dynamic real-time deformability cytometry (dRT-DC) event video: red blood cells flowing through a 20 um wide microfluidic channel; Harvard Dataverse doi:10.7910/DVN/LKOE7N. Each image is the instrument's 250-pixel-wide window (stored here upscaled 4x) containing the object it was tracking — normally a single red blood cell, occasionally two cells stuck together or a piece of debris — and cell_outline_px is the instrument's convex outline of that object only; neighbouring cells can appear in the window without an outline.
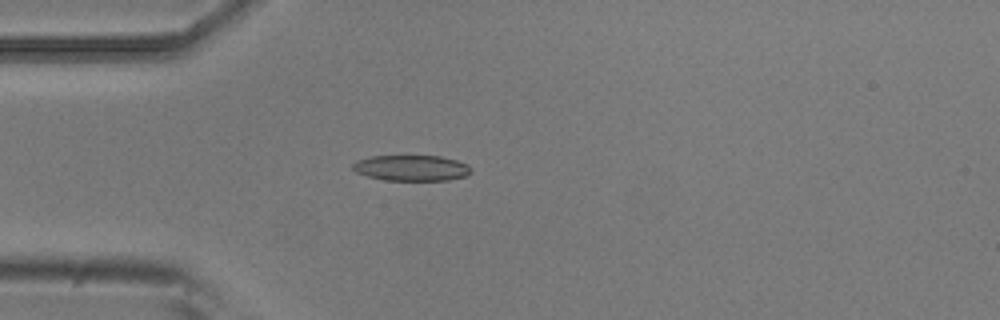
{"species": "common noctule bat (a hibernating species)", "species_latin": "Nyctalus noctula", "temperature_condition": "room temperature", "stored_images_in_passage": 4, "camera_frame_rate_fps": 3000, "um_per_image_px": 0.085, "animal": {"sex": "male", "body_mass_g": 20.5, "forearm_length_mm": 52.5}, "frame": {"image": 1, "passage_image": 4, "time_ms": 1.0, "image_size_px": [1000, 320], "cell_outline_px": [[472, 172], [468, 176], [448, 180], [384, 180], [368, 176], [356, 172], [352, 168], [352, 164], [356, 160], [372, 156], [440, 156], [456, 160], [468, 164], [472, 168]], "centroid_in_image_um": [35.01, 14.28], "position_along_channel_um": 50.0, "area_um2": 17.86}}